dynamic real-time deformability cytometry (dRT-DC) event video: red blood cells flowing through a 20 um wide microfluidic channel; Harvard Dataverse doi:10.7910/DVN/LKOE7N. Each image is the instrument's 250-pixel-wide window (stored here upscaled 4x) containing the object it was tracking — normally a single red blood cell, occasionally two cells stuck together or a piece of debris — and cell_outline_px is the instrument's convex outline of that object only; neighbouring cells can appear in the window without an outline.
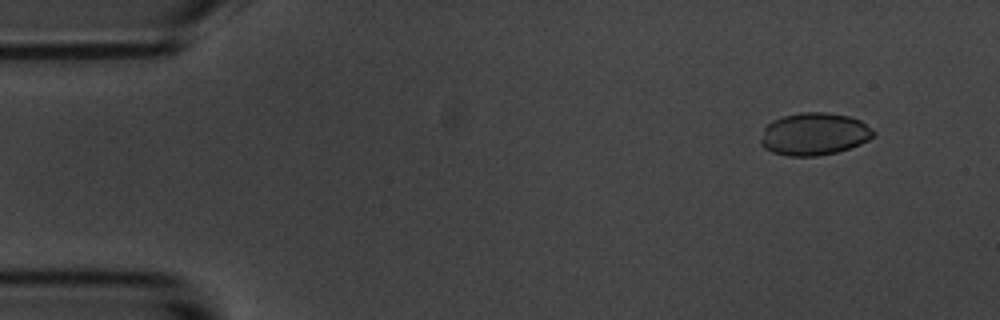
{"species": "common noctule bat (a hibernating species)", "species_latin": "Nyctalus noctula", "temperature_condition": "room temperature", "stored_images_in_passage": 55, "camera_frame_rate_fps": 3000, "um_per_image_px": 0.085, "animal": {"sex": "male", "body_mass_g": 20.1, "forearm_length_mm": 53.5}, "frame": {"image": 1, "passage_image": 5, "time_ms": 1.333, "image_size_px": [1000, 320], "cell_outline_px": [[876, 136], [860, 144], [836, 152], [816, 156], [788, 156], [772, 152], [764, 148], [760, 144], [760, 140], [764, 128], [772, 120], [784, 116], [800, 112], [828, 112], [848, 116], [860, 120], [872, 128], [876, 132]], "centroid_in_image_um": [69.21, 11.39], "position_along_channel_um": 15.8, "area_um2": 28.03}}
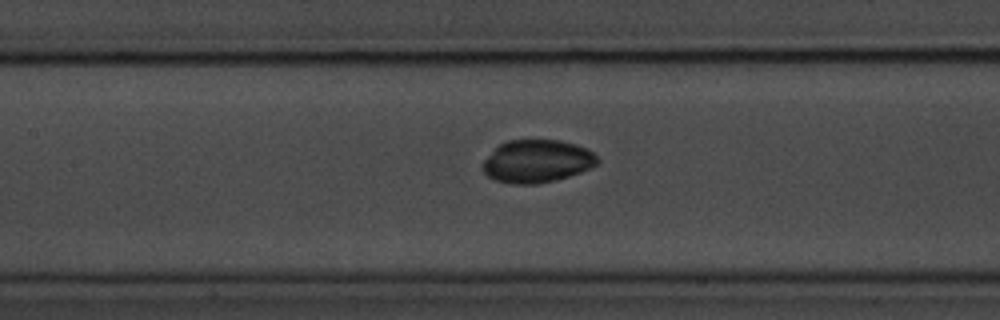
{"frame": {"image": 2, "passage_image": 25, "time_ms": 8.0, "image_size_px": [1000, 320], "cell_outline_px": [[600, 160], [596, 164], [580, 172], [556, 180], [536, 184], [516, 184], [496, 180], [488, 176], [484, 172], [484, 160], [500, 144], [508, 140], [560, 140], [576, 144], [592, 152]], "centroid_in_image_um": [45.65, 13.7], "position_along_channel_um": 161.7, "area_um2": 28.21}}
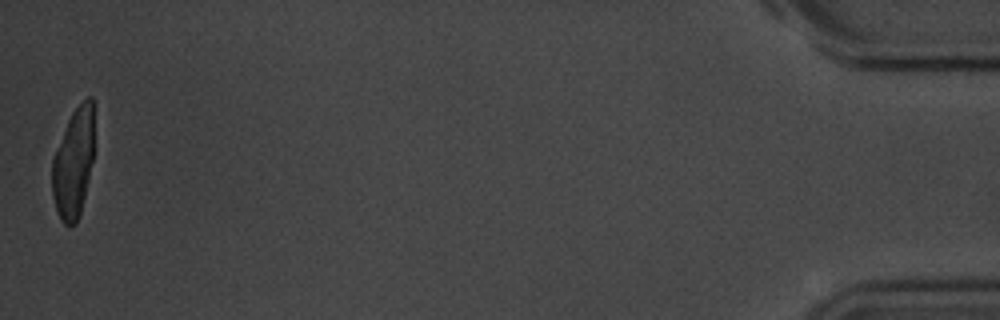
{"frame": {"image": 3, "passage_image": 55, "time_ms": 18.0, "image_size_px": [1000, 320], "cell_outline_px": [[92, 160], [84, 196], [80, 212], [76, 224], [68, 228], [60, 220], [52, 196], [52, 160], [68, 120], [72, 112], [88, 96], [92, 96]], "centroid_in_image_um": [6.21, 13.93], "position_along_channel_um": 429.0, "area_um2": 26.18}, "authors_computed_cell_mechanics": {"area_um2": 28.611, "velocity_mm_per_s": 3.627, "shape_relaxation_time_tau1_ms": 8.2754, "shape_relaxation_time_tau2_ms": null, "deformation_change_tau1": 0.1535, "deformation_change_tau2": null}}